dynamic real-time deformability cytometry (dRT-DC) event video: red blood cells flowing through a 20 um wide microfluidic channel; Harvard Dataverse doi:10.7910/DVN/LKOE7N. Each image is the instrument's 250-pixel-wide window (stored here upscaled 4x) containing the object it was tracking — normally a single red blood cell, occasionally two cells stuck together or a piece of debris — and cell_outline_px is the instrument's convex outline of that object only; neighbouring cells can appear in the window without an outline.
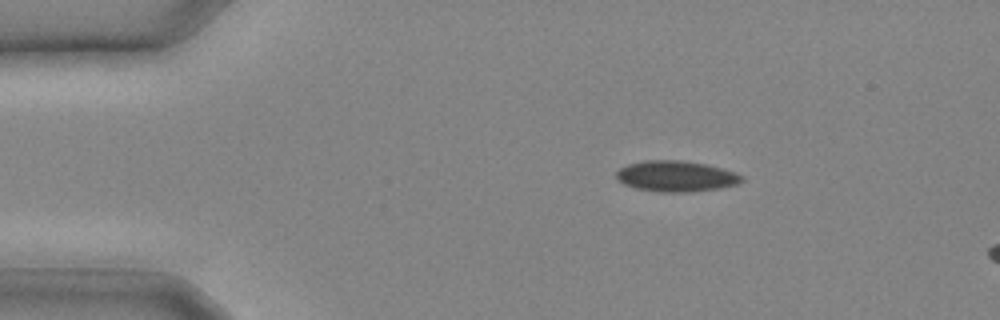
{"species": "common noctule bat (a hibernating species)", "species_latin": "Nyctalus noctula", "temperature_condition": "cold", "stored_images_in_passage": 4, "camera_frame_rate_fps": 3000, "um_per_image_px": 0.085, "animal": {"sex": "male", "body_mass_g": 20.4}, "frame": {"image": 1, "passage_image": 1, "time_ms": 0.0, "image_size_px": [1000, 320], "cell_outline_px": [[744, 180], [736, 184], [716, 188], [692, 192], [660, 192], [636, 188], [624, 184], [616, 176], [616, 172], [620, 168], [628, 164], [644, 160], [680, 160], [704, 164], [720, 168], [732, 172], [740, 176]], "centroid_in_image_um": [57.41, 14.98], "position_along_channel_um": 27.6, "area_um2": 22.14}}